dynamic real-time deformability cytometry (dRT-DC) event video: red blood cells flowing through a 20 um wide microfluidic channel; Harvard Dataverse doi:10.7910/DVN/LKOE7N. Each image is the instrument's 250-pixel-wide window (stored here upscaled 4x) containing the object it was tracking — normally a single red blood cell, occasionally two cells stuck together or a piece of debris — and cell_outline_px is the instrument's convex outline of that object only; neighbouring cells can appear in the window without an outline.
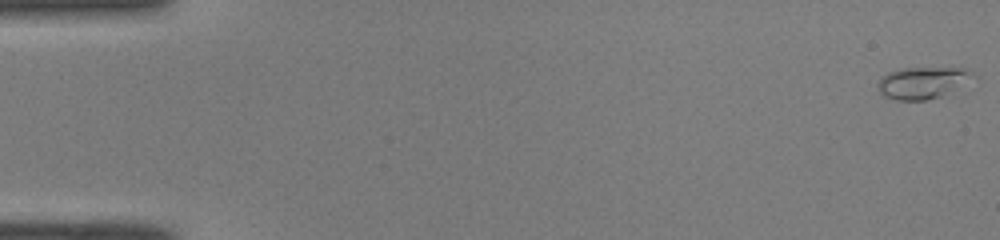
{"species": "common noctule bat (a hibernating species)", "species_latin": "Nyctalus noctula", "temperature_condition": "room temperature", "stored_images_in_passage": 51, "camera_frame_rate_fps": 3000, "um_per_image_px": 0.085, "animal": {"sex": "male", "body_mass_g": 19.0, "forearm_length_mm": 50.8}, "frame": {"image": 1, "passage_image": 1, "time_ms": 0.0, "image_size_px": [1000, 240], "cell_outline_px": [[980, 76], [940, 96], [924, 100], [896, 100], [884, 96], [880, 92], [876, 84], [880, 76], [888, 72], [900, 68], [964, 68]], "centroid_in_image_um": [78.4, 7.01], "position_along_channel_um": 6.6, "area_um2": 17.74}}
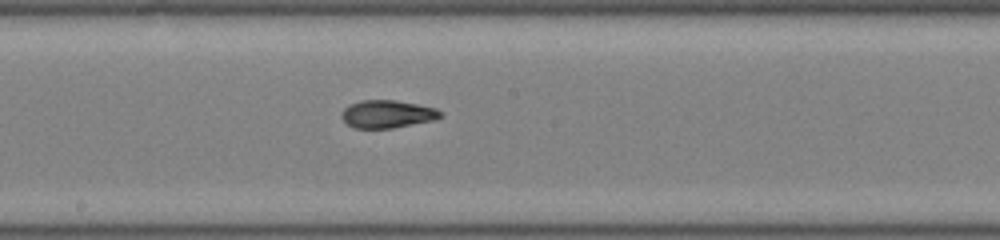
{"frame": {"image": 2, "passage_image": 28, "time_ms": 9.0, "image_size_px": [1000, 240], "cell_outline_px": [[440, 116], [436, 120], [392, 128], [352, 128], [340, 116], [344, 108], [348, 104], [360, 100], [396, 100], [436, 108], [440, 112]], "centroid_in_image_um": [32.88, 9.69], "position_along_channel_um": 215.3, "area_um2": 16.01}}
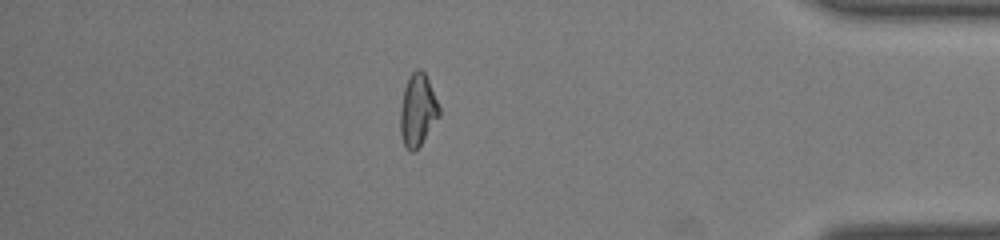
{"frame": {"image": 3, "passage_image": 44, "time_ms": 14.333, "image_size_px": [1000, 240], "cell_outline_px": [[440, 116], [420, 144], [412, 152], [404, 144], [400, 132], [400, 108], [404, 88], [408, 76], [416, 68], [420, 68], [424, 72], [428, 80], [440, 108]], "centroid_in_image_um": [35.49, 9.32], "position_along_channel_um": 399.7, "area_um2": 16.18}, "authors_computed_cell_mechanics": {"area_um2": 16.184, "velocity_mm_per_s": 4.1009, "shape_relaxation_time_tau1_ms": 4.9666, "shape_relaxation_time_tau2_ms": 1.7802, "deformation_change_tau1": 0.1832, "deformation_change_tau2": 0.0686}}